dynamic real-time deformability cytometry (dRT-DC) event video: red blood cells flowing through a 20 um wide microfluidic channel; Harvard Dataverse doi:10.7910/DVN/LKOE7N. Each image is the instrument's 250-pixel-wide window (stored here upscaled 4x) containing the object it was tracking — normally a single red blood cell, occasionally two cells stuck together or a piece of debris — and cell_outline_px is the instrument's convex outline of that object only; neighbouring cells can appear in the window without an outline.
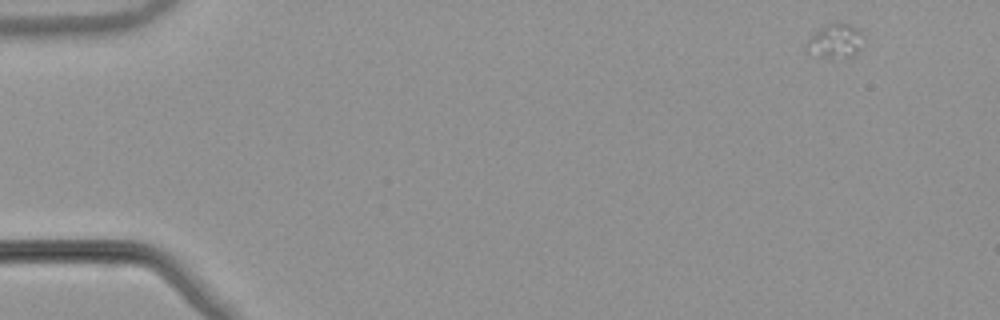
{"species": "common noctule bat (a hibernating species)", "species_latin": "Nyctalus noctula", "temperature_condition": "warm", "stored_images_in_passage": 14, "camera_frame_rate_fps": 3000, "um_per_image_px": 0.085, "animal": {"sex": "male", "body_mass_g": 21.5, "forearm_length_mm": 52.0}, "frame": {"image": 1, "passage_image": 1, "time_ms": 0.0, "image_size_px": [1000, 320], "cell_outline_px": [[864, 36], [856, 52], [852, 56], [832, 60], [808, 52], [804, 48], [812, 36], [824, 24], [848, 24], [856, 28]], "centroid_in_image_um": [70.98, 3.53], "position_along_channel_um": 14.0, "area_um2": 11.1}}